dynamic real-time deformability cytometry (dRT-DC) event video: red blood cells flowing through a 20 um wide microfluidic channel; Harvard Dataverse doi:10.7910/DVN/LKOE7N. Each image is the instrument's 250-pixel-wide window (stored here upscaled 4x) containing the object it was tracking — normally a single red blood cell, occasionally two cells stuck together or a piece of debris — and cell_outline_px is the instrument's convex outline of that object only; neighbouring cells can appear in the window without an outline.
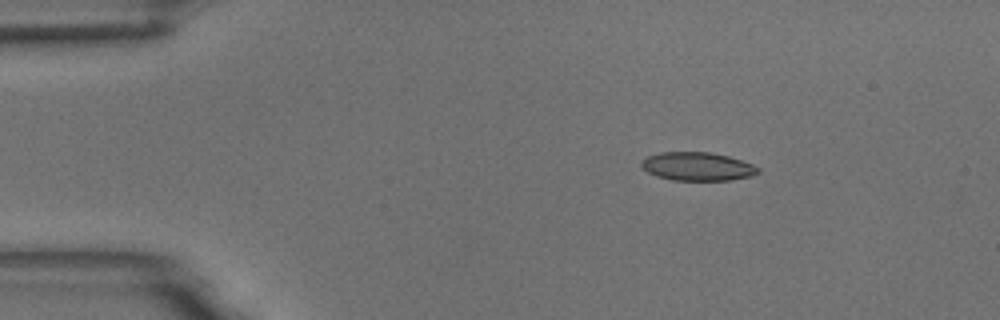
{"species": "common noctule bat (a hibernating species)", "species_latin": "Nyctalus noctula", "temperature_condition": "room temperature", "stored_images_in_passage": 9, "camera_frame_rate_fps": 3000, "um_per_image_px": 0.085, "animal": {"sex": "male", "body_mass_g": 18.8}, "frame": {"image": 1, "passage_image": 2, "time_ms": 0.333, "image_size_px": [1000, 320], "cell_outline_px": [[760, 172], [752, 176], [732, 180], [672, 180], [656, 176], [648, 172], [640, 164], [640, 160], [648, 156], [660, 152], [712, 152], [728, 156], [752, 164], [760, 168]], "centroid_in_image_um": [59.29, 14.15], "position_along_channel_um": 25.7, "area_um2": 19.42}}
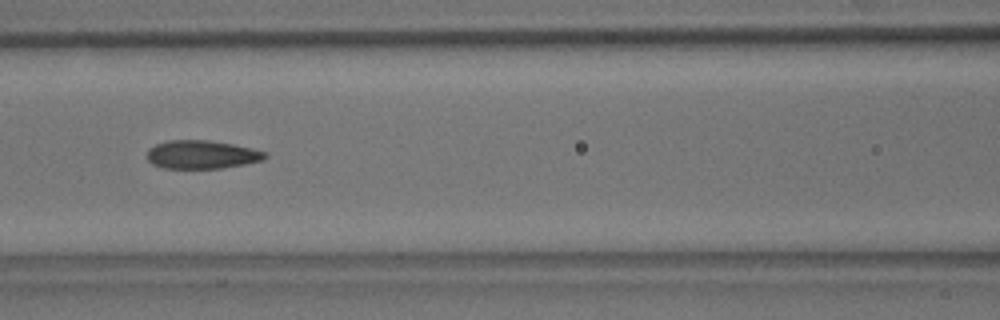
{"frame": {"image": 2, "passage_image": 6, "time_ms": 1.667, "image_size_px": [1000, 320], "cell_outline_px": [[268, 156], [264, 160], [224, 168], [164, 168], [152, 164], [148, 160], [148, 148], [156, 144], [168, 140], [208, 140], [232, 144], [252, 148], [264, 152]], "centroid_in_image_um": [17.15, 13.14], "position_along_channel_um": 149.5, "area_um2": 19.48}}
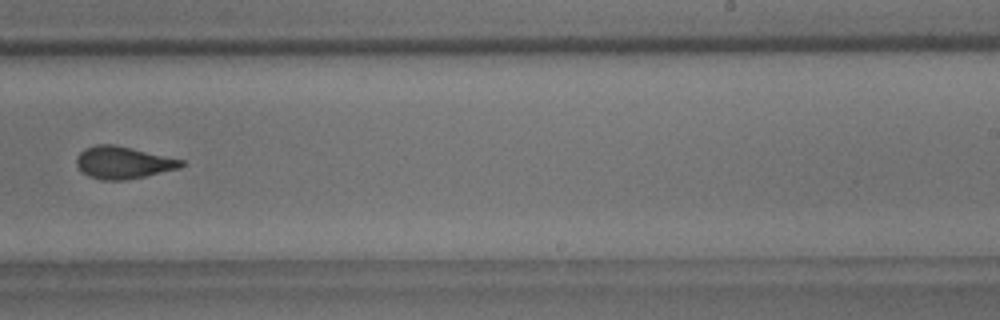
{"frame": {"image": 3, "passage_image": 9, "time_ms": 2.667, "image_size_px": [1000, 320], "cell_outline_px": [[184, 164], [180, 168], [144, 176], [124, 180], [100, 180], [88, 176], [80, 172], [76, 164], [76, 156], [84, 148], [96, 144], [116, 144], [184, 160]], "centroid_in_image_um": [10.42, 13.81], "position_along_channel_um": 278.6, "area_um2": 19.88}}